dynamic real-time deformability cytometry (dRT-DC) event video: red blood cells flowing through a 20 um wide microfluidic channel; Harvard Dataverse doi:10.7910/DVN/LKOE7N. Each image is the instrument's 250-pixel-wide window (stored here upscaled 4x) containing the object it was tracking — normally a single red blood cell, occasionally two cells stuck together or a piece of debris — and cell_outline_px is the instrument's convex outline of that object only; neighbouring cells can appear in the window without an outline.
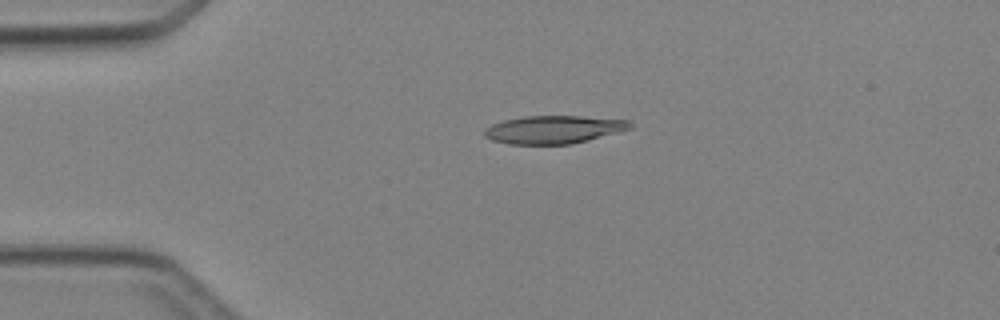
{"species": "Egyptian fruit bat (a non-hibernating species)", "species_latin": "Rousettus aegyptiacus", "temperature_condition": "cold", "stored_images_in_passage": 4, "camera_frame_rate_fps": 3000, "um_per_image_px": 0.085, "animal": {"sex": "female"}, "frame": {"image": 1, "passage_image": 3, "time_ms": 2.667, "image_size_px": [1000, 320], "cell_outline_px": [[632, 128], [588, 140], [572, 144], [508, 144], [492, 140], [484, 136], [484, 128], [492, 124], [504, 120], [524, 116], [580, 116], [628, 120], [632, 124]], "centroid_in_image_um": [47.03, 11.01], "position_along_channel_um": 38.0, "area_um2": 23.7}}